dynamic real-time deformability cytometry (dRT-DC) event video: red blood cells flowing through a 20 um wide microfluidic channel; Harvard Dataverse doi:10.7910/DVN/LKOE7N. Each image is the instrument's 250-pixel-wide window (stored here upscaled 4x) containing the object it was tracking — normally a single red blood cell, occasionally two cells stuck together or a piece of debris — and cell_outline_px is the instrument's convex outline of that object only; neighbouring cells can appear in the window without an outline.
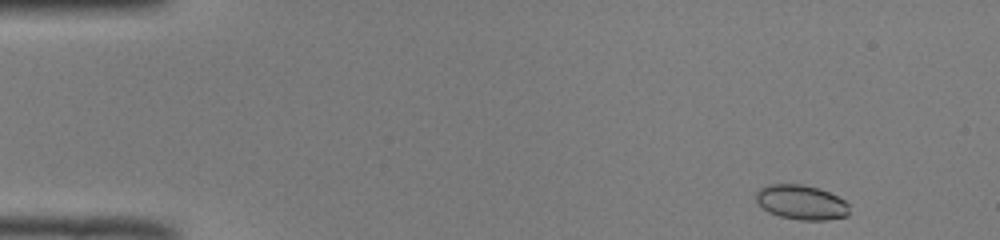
{"species": "common noctule bat (a hibernating species)", "species_latin": "Nyctalus noctula", "temperature_condition": "room temperature", "stored_images_in_passage": 47, "camera_frame_rate_fps": 3000, "um_per_image_px": 0.085, "animal": {"sex": "male", "body_mass_g": 19.0, "forearm_length_mm": 50.8}, "frame": {"image": 1, "passage_image": 1, "time_ms": 0.0, "image_size_px": [1000, 240], "cell_outline_px": [[848, 216], [824, 220], [800, 220], [780, 216], [768, 212], [756, 200], [756, 192], [760, 188], [768, 184], [800, 184], [820, 188], [844, 200], [848, 204]], "centroid_in_image_um": [68.1, 17.19], "position_along_channel_um": 16.9, "area_um2": 18.73}}
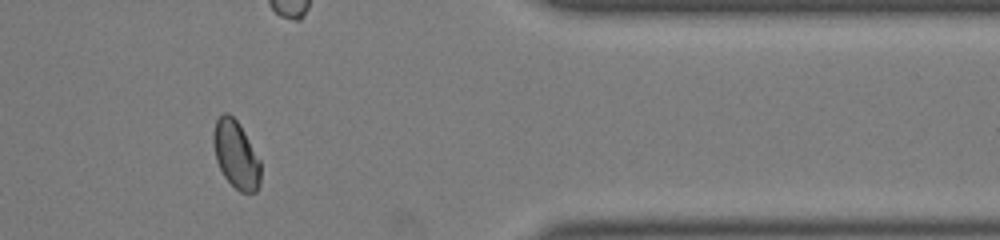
{"frame": {"image": 2, "passage_image": 39, "time_ms": 12.667, "image_size_px": [1000, 240], "cell_outline_px": [[260, 184], [256, 192], [240, 192], [224, 176], [216, 160], [212, 140], [212, 132], [216, 120], [224, 112], [228, 112], [240, 124], [260, 160]], "centroid_in_image_um": [20.05, 13.12], "position_along_channel_um": 391.4, "area_um2": 18.61}}
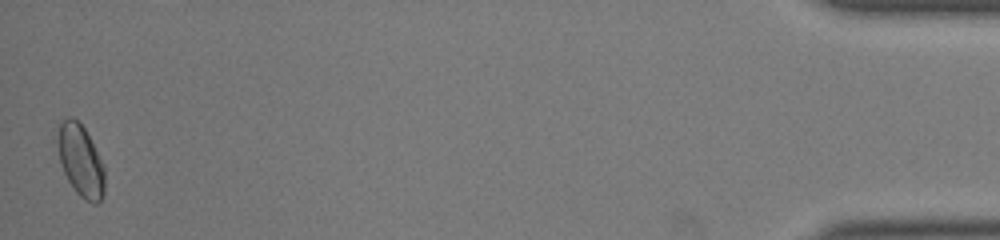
{"frame": {"image": 3, "passage_image": 47, "time_ms": 15.333, "image_size_px": [1000, 240], "cell_outline_px": [[104, 196], [96, 204], [84, 200], [76, 192], [68, 180], [64, 172], [60, 160], [56, 140], [60, 124], [68, 116], [72, 116], [84, 128], [104, 168]], "centroid_in_image_um": [6.84, 13.68], "position_along_channel_um": 428.4, "area_um2": 19.31}, "authors_computed_cell_mechanics": {"area_um2": 18.7272, "velocity_mm_per_s": 3.9666, "shape_relaxation_time_tau1_ms": 6.9242, "shape_relaxation_time_tau2_ms": 0.9773, "deformation_change_tau1": 0.112, "deformation_change_tau2": 0.0289}}